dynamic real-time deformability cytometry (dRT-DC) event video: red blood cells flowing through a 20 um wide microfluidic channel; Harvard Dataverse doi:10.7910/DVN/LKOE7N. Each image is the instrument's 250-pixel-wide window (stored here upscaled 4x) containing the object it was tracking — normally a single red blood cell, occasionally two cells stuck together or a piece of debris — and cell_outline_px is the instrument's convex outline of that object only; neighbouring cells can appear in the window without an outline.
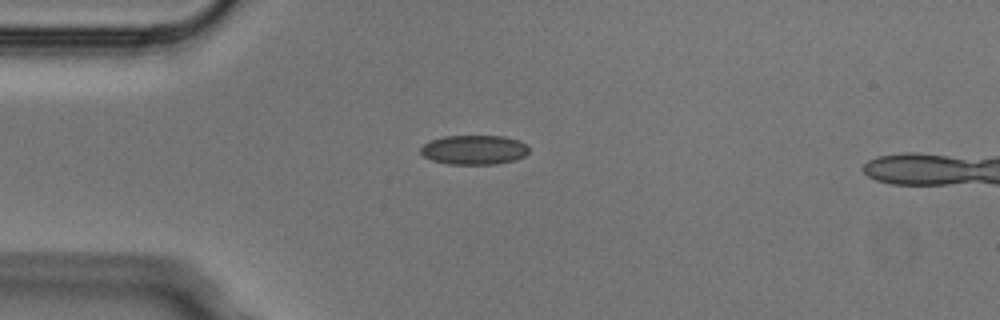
{"species": "Egyptian fruit bat (a non-hibernating species)", "species_latin": "Rousettus aegyptiacus", "temperature_condition": "cold", "stored_images_in_passage": 2, "camera_frame_rate_fps": 3000, "um_per_image_px": 0.085, "animal": {"sex": "male"}, "frame": {"image": 1, "passage_image": 1, "time_ms": 0.0, "image_size_px": [1000, 320], "cell_outline_px": [[528, 152], [524, 156], [516, 160], [496, 164], [448, 164], [432, 160], [424, 156], [420, 152], [420, 148], [424, 144], [432, 140], [444, 136], [504, 136], [520, 140], [528, 144]], "centroid_in_image_um": [40.33, 12.73], "position_along_channel_um": 44.7, "area_um2": 18.67}}